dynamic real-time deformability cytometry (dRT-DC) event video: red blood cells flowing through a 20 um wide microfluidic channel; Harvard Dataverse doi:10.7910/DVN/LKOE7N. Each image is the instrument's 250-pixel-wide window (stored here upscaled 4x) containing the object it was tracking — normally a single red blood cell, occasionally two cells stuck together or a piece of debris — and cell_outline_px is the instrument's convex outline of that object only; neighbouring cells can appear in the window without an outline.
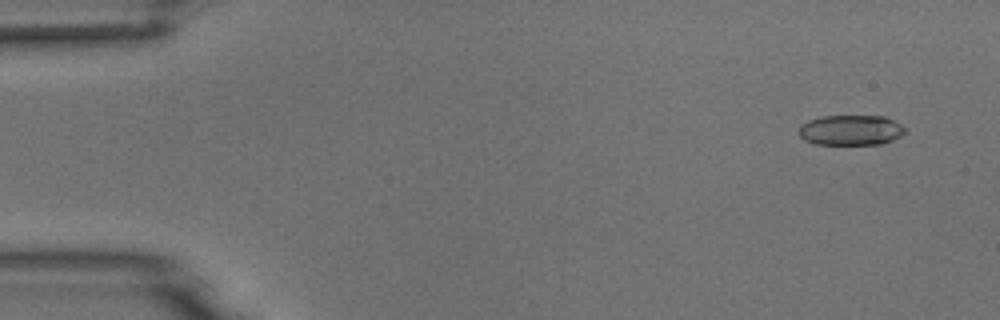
{"species": "common noctule bat (a hibernating species)", "species_latin": "Nyctalus noctula", "temperature_condition": "room temperature", "stored_images_in_passage": 5, "camera_frame_rate_fps": 3000, "um_per_image_px": 0.085, "animal": {"sex": "male", "body_mass_g": 18.8}, "frame": {"image": 1, "passage_image": 1, "time_ms": 0.0, "image_size_px": [1000, 320], "cell_outline_px": [[904, 132], [900, 136], [884, 144], [816, 144], [804, 140], [800, 136], [800, 124], [808, 120], [820, 116], [884, 116], [900, 124], [904, 128]], "centroid_in_image_um": [72.29, 11.06], "position_along_channel_um": 12.7, "area_um2": 18.67}}
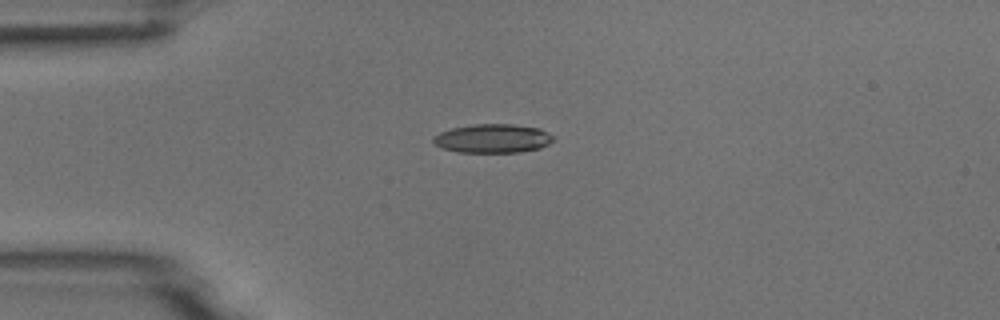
{"frame": {"image": 2, "passage_image": 4, "time_ms": 3.333, "image_size_px": [1000, 320], "cell_outline_px": [[556, 140], [540, 148], [520, 152], [456, 152], [444, 148], [436, 144], [432, 140], [432, 136], [440, 132], [452, 128], [472, 124], [512, 124], [540, 128], [556, 136]], "centroid_in_image_um": [41.93, 11.76], "position_along_channel_um": 43.1, "area_um2": 20.35}}